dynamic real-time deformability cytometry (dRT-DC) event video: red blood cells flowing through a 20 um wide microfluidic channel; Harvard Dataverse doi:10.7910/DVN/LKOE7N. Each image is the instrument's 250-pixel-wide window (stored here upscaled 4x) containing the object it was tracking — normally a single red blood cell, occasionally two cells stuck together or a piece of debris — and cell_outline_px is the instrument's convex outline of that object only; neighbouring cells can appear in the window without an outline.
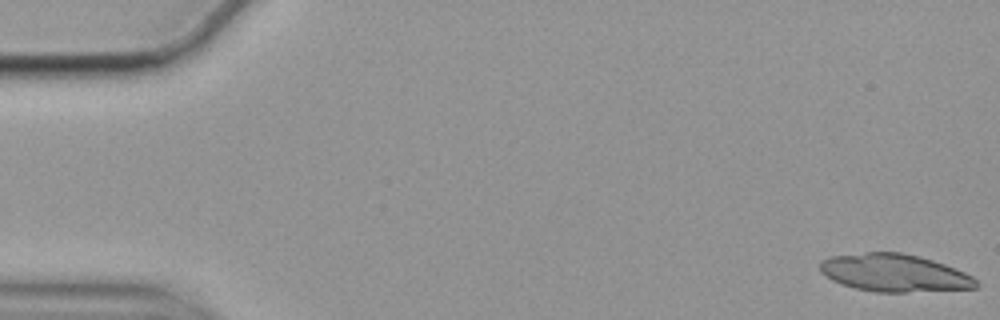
{"species": "common noctule bat (a hibernating species)", "species_latin": "Nyctalus noctula", "temperature_condition": "cold", "stored_images_in_passage": 57, "camera_frame_rate_fps": 3000, "um_per_image_px": 0.085, "animal": {"sex": "female", "body_mass_g": 19.9}, "frame": {"image": 1, "passage_image": 1, "time_ms": 0.0, "image_size_px": [1000, 320], "cell_outline_px": [[980, 284], [976, 288], [904, 292], [876, 292], [856, 288], [840, 284], [832, 280], [820, 272], [820, 260], [828, 256], [868, 252], [900, 252], [932, 260], [944, 264], [964, 272], [972, 276]], "centroid_in_image_um": [75.98, 23.19], "position_along_channel_um": 9.0, "area_um2": 34.16}}
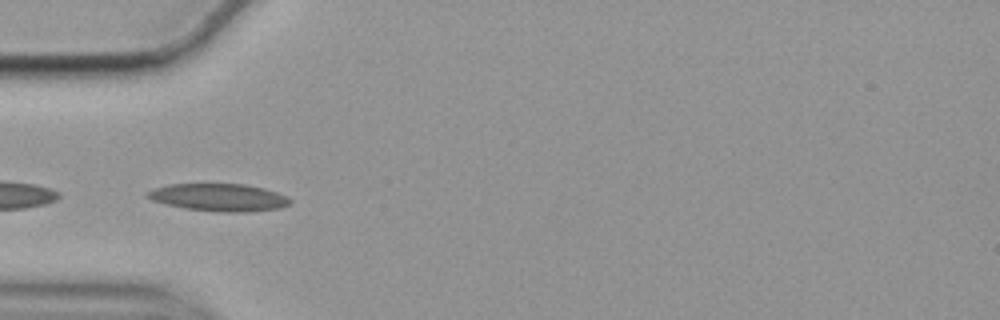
{"frame": {"image": 2, "passage_image": 18, "time_ms": 5.667, "image_size_px": [1000, 320], "cell_outline_px": [[292, 204], [280, 208], [244, 212], [220, 212], [184, 208], [164, 204], [152, 200], [144, 196], [152, 188], [168, 184], [244, 184], [264, 188], [276, 192], [292, 200]], "centroid_in_image_um": [18.58, 16.78], "position_along_channel_um": 66.4, "area_um2": 22.95}}
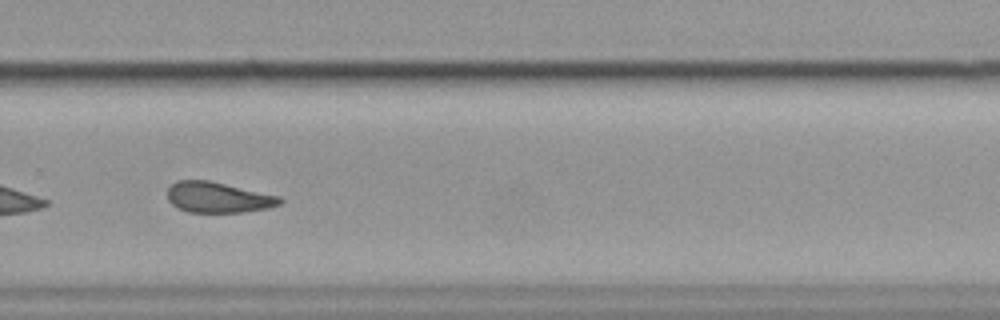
{"frame": {"image": 3, "passage_image": 39, "time_ms": 12.667, "image_size_px": [1000, 320], "cell_outline_px": [[284, 200], [280, 204], [268, 208], [244, 212], [188, 212], [176, 208], [168, 200], [168, 188], [176, 180], [208, 180], [280, 196]], "centroid_in_image_um": [18.53, 16.78], "position_along_channel_um": 311.3, "area_um2": 20.11}, "authors_computed_cell_mechanics": {"area_um2": 20.8658, "velocity_mm_per_s": 3.5092, "shape_relaxation_time_tau1_ms": null, "shape_relaxation_time_tau2_ms": 7.7541, "deformation_change_tau1": null, "deformation_change_tau2": 0.157}}